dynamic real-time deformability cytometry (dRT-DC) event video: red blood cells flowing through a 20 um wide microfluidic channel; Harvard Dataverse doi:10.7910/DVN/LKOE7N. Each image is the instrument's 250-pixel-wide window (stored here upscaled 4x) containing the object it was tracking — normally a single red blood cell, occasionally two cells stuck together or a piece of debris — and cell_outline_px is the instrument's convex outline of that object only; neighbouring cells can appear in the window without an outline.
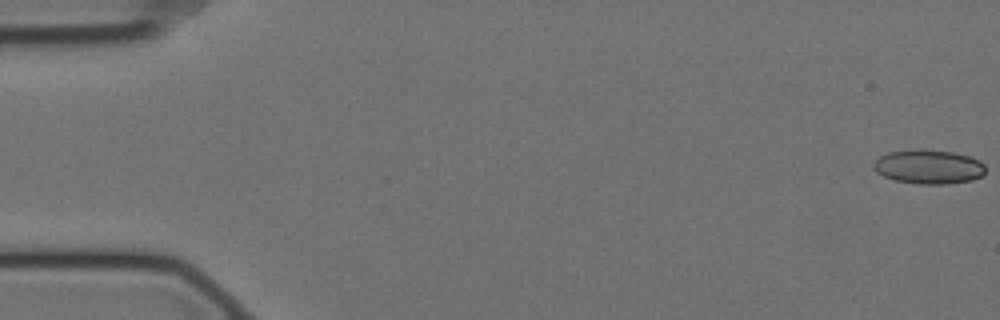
{"species": "Egyptian fruit bat (a non-hibernating species)", "species_latin": "Rousettus aegyptiacus", "temperature_condition": "cold", "stored_images_in_passage": 58, "camera_frame_rate_fps": 3000, "um_per_image_px": 0.085, "animal": {"sex": "female"}, "frame": {"image": 1, "passage_image": 1, "time_ms": 0.0, "image_size_px": [1000, 320], "cell_outline_px": [[984, 172], [980, 176], [972, 180], [944, 184], [920, 184], [896, 180], [884, 176], [876, 172], [872, 164], [880, 156], [888, 152], [952, 152], [968, 156], [980, 160], [984, 164]], "centroid_in_image_um": [78.95, 14.22], "position_along_channel_um": 6.1, "area_um2": 21.33}}
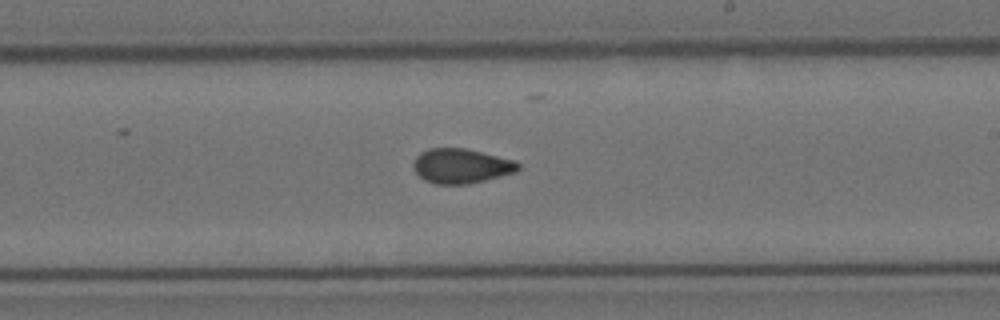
{"frame": {"image": 2, "passage_image": 34, "time_ms": 11.0, "image_size_px": [1000, 320], "cell_outline_px": [[520, 168], [516, 172], [468, 184], [436, 184], [424, 180], [416, 172], [412, 164], [416, 156], [420, 152], [428, 148], [464, 148], [516, 160], [520, 164]], "centroid_in_image_um": [39.2, 14.1], "position_along_channel_um": 249.8, "area_um2": 21.21}}
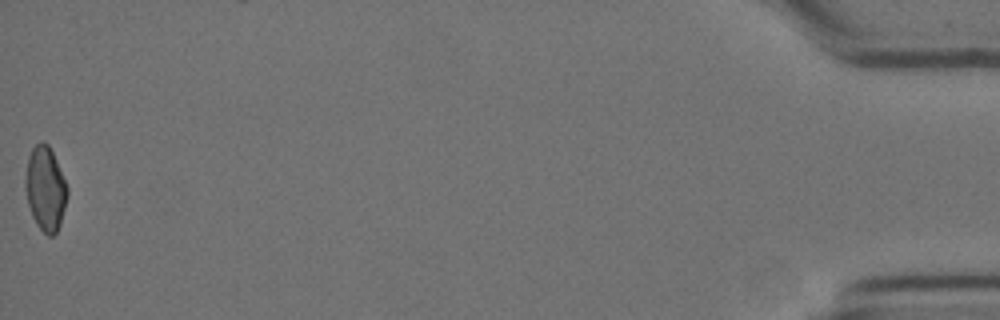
{"frame": {"image": 3, "passage_image": 58, "time_ms": 19.0, "image_size_px": [1000, 320], "cell_outline_px": [[68, 196], [60, 224], [56, 232], [52, 236], [48, 236], [36, 224], [32, 216], [28, 204], [24, 184], [24, 180], [28, 156], [32, 148], [40, 140], [44, 140], [48, 144], [56, 160], [68, 188]], "centroid_in_image_um": [3.84, 16.01], "position_along_channel_um": 431.4, "area_um2": 20.69}, "authors_computed_cell_mechanics": {"area_um2": 21.2993, "velocity_mm_per_s": 3.5131, "shape_relaxation_time_tau1_ms": null, "shape_relaxation_time_tau2_ms": 1.6841, "deformation_change_tau1": null, "deformation_change_tau2": 0.0681}}